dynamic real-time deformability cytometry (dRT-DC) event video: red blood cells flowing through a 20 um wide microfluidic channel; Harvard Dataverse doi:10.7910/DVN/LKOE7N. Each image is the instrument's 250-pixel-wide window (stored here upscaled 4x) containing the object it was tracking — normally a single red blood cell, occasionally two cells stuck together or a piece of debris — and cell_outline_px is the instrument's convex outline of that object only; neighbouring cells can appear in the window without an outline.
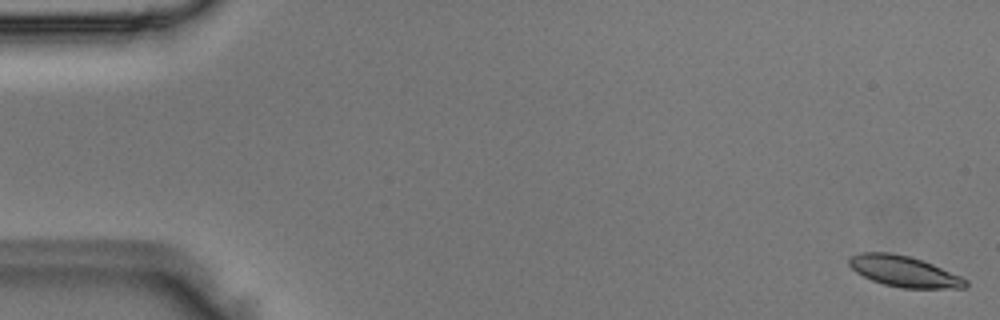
{"species": "Egyptian fruit bat (a non-hibernating species)", "species_latin": "Rousettus aegyptiacus", "temperature_condition": "room temperature", "stored_images_in_passage": 6, "camera_frame_rate_fps": 3000, "um_per_image_px": 0.085, "animal": {"sex": "male"}, "frame": {"image": 1, "passage_image": 1, "time_ms": 0.0, "image_size_px": [1000, 320], "cell_outline_px": [[968, 284], [964, 288], [900, 288], [884, 284], [872, 280], [856, 272], [848, 264], [848, 260], [852, 256], [864, 252], [892, 252], [908, 256], [932, 264], [960, 276], [968, 280]], "centroid_in_image_um": [76.84, 23.07], "position_along_channel_um": 8.2, "area_um2": 20.75}}